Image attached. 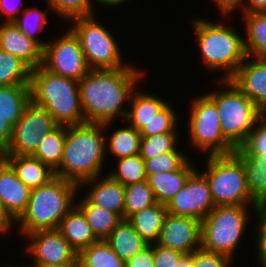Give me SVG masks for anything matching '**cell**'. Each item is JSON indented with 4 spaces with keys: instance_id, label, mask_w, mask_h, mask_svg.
I'll list each match as a JSON object with an SVG mask.
<instances>
[{
    "instance_id": "obj_47",
    "label": "cell",
    "mask_w": 266,
    "mask_h": 267,
    "mask_svg": "<svg viewBox=\"0 0 266 267\" xmlns=\"http://www.w3.org/2000/svg\"><path fill=\"white\" fill-rule=\"evenodd\" d=\"M210 1L217 6L218 11H220L219 15H221V17L222 16L233 17V13L236 12L237 15V11L238 10L240 11V6L243 0H210Z\"/></svg>"
},
{
    "instance_id": "obj_4",
    "label": "cell",
    "mask_w": 266,
    "mask_h": 267,
    "mask_svg": "<svg viewBox=\"0 0 266 267\" xmlns=\"http://www.w3.org/2000/svg\"><path fill=\"white\" fill-rule=\"evenodd\" d=\"M78 193L76 183L60 177L32 189L25 211L16 220L15 230L23 238L34 231L58 229L62 219L76 205Z\"/></svg>"
},
{
    "instance_id": "obj_45",
    "label": "cell",
    "mask_w": 266,
    "mask_h": 267,
    "mask_svg": "<svg viewBox=\"0 0 266 267\" xmlns=\"http://www.w3.org/2000/svg\"><path fill=\"white\" fill-rule=\"evenodd\" d=\"M24 3L22 0H0V22H13L26 8Z\"/></svg>"
},
{
    "instance_id": "obj_34",
    "label": "cell",
    "mask_w": 266,
    "mask_h": 267,
    "mask_svg": "<svg viewBox=\"0 0 266 267\" xmlns=\"http://www.w3.org/2000/svg\"><path fill=\"white\" fill-rule=\"evenodd\" d=\"M31 70L19 57L0 49V86L30 85Z\"/></svg>"
},
{
    "instance_id": "obj_33",
    "label": "cell",
    "mask_w": 266,
    "mask_h": 267,
    "mask_svg": "<svg viewBox=\"0 0 266 267\" xmlns=\"http://www.w3.org/2000/svg\"><path fill=\"white\" fill-rule=\"evenodd\" d=\"M77 260L82 267H126L125 261L119 258L105 240L82 249Z\"/></svg>"
},
{
    "instance_id": "obj_39",
    "label": "cell",
    "mask_w": 266,
    "mask_h": 267,
    "mask_svg": "<svg viewBox=\"0 0 266 267\" xmlns=\"http://www.w3.org/2000/svg\"><path fill=\"white\" fill-rule=\"evenodd\" d=\"M180 145L172 152L143 159L146 175L178 170L190 158L188 151H182Z\"/></svg>"
},
{
    "instance_id": "obj_25",
    "label": "cell",
    "mask_w": 266,
    "mask_h": 267,
    "mask_svg": "<svg viewBox=\"0 0 266 267\" xmlns=\"http://www.w3.org/2000/svg\"><path fill=\"white\" fill-rule=\"evenodd\" d=\"M58 230L77 253L99 241L85 215L76 205L62 219Z\"/></svg>"
},
{
    "instance_id": "obj_54",
    "label": "cell",
    "mask_w": 266,
    "mask_h": 267,
    "mask_svg": "<svg viewBox=\"0 0 266 267\" xmlns=\"http://www.w3.org/2000/svg\"><path fill=\"white\" fill-rule=\"evenodd\" d=\"M20 264H21V262H20L19 264H18V263H17V264H16V263H15V264H14V263H13V264H10V263H9V265H8V264H7V265H6V264H5V265H4V264H1L0 267H33V266H32L31 264H29V263H28V264L23 263V264H21V265H20Z\"/></svg>"
},
{
    "instance_id": "obj_44",
    "label": "cell",
    "mask_w": 266,
    "mask_h": 267,
    "mask_svg": "<svg viewBox=\"0 0 266 267\" xmlns=\"http://www.w3.org/2000/svg\"><path fill=\"white\" fill-rule=\"evenodd\" d=\"M185 254L153 243L154 267H176Z\"/></svg>"
},
{
    "instance_id": "obj_41",
    "label": "cell",
    "mask_w": 266,
    "mask_h": 267,
    "mask_svg": "<svg viewBox=\"0 0 266 267\" xmlns=\"http://www.w3.org/2000/svg\"><path fill=\"white\" fill-rule=\"evenodd\" d=\"M254 215L253 218H256V225L253 229L255 234L252 233L255 236L253 239L255 241L254 256L257 257L258 267H266V207H260Z\"/></svg>"
},
{
    "instance_id": "obj_8",
    "label": "cell",
    "mask_w": 266,
    "mask_h": 267,
    "mask_svg": "<svg viewBox=\"0 0 266 267\" xmlns=\"http://www.w3.org/2000/svg\"><path fill=\"white\" fill-rule=\"evenodd\" d=\"M205 159V169L200 171L207 178L215 206L259 205L249 192L244 165L234 153Z\"/></svg>"
},
{
    "instance_id": "obj_18",
    "label": "cell",
    "mask_w": 266,
    "mask_h": 267,
    "mask_svg": "<svg viewBox=\"0 0 266 267\" xmlns=\"http://www.w3.org/2000/svg\"><path fill=\"white\" fill-rule=\"evenodd\" d=\"M0 49L19 57L31 69L43 62V48L28 38L14 22H0Z\"/></svg>"
},
{
    "instance_id": "obj_7",
    "label": "cell",
    "mask_w": 266,
    "mask_h": 267,
    "mask_svg": "<svg viewBox=\"0 0 266 267\" xmlns=\"http://www.w3.org/2000/svg\"><path fill=\"white\" fill-rule=\"evenodd\" d=\"M260 207V205L215 206L201 221V248L224 254L234 261L236 250L243 246L240 243L242 240L245 241L243 238L250 228L248 226H253L251 223L248 224L253 220L251 215Z\"/></svg>"
},
{
    "instance_id": "obj_53",
    "label": "cell",
    "mask_w": 266,
    "mask_h": 267,
    "mask_svg": "<svg viewBox=\"0 0 266 267\" xmlns=\"http://www.w3.org/2000/svg\"><path fill=\"white\" fill-rule=\"evenodd\" d=\"M33 267H77V264H47V265H32Z\"/></svg>"
},
{
    "instance_id": "obj_9",
    "label": "cell",
    "mask_w": 266,
    "mask_h": 267,
    "mask_svg": "<svg viewBox=\"0 0 266 267\" xmlns=\"http://www.w3.org/2000/svg\"><path fill=\"white\" fill-rule=\"evenodd\" d=\"M78 38L89 69H118L130 63L123 61V50L117 36L93 16L77 17L67 22Z\"/></svg>"
},
{
    "instance_id": "obj_21",
    "label": "cell",
    "mask_w": 266,
    "mask_h": 267,
    "mask_svg": "<svg viewBox=\"0 0 266 267\" xmlns=\"http://www.w3.org/2000/svg\"><path fill=\"white\" fill-rule=\"evenodd\" d=\"M190 157L178 170L149 174L147 182L154 192L157 203L167 205L183 188L190 174L196 169ZM194 162V163H193Z\"/></svg>"
},
{
    "instance_id": "obj_2",
    "label": "cell",
    "mask_w": 266,
    "mask_h": 267,
    "mask_svg": "<svg viewBox=\"0 0 266 267\" xmlns=\"http://www.w3.org/2000/svg\"><path fill=\"white\" fill-rule=\"evenodd\" d=\"M232 18L220 16L221 20L212 21L200 16L193 17L190 23L195 34V44L200 49L202 65L212 75L222 72V76H218L222 80L230 79L247 57L244 35L239 33L237 25H233L236 23H233Z\"/></svg>"
},
{
    "instance_id": "obj_20",
    "label": "cell",
    "mask_w": 266,
    "mask_h": 267,
    "mask_svg": "<svg viewBox=\"0 0 266 267\" xmlns=\"http://www.w3.org/2000/svg\"><path fill=\"white\" fill-rule=\"evenodd\" d=\"M124 122L125 121L122 122L123 127L122 125H118L116 122H108L103 124L106 144V157H108V159L109 157H113V161L114 159L117 160L124 157L138 155L140 152L142 136L134 127H131L128 123L125 124ZM114 126L117 128H114Z\"/></svg>"
},
{
    "instance_id": "obj_3",
    "label": "cell",
    "mask_w": 266,
    "mask_h": 267,
    "mask_svg": "<svg viewBox=\"0 0 266 267\" xmlns=\"http://www.w3.org/2000/svg\"><path fill=\"white\" fill-rule=\"evenodd\" d=\"M107 162L112 161H107L106 157L103 124L66 126L64 152L55 171L56 177L79 186L86 180L106 174Z\"/></svg>"
},
{
    "instance_id": "obj_16",
    "label": "cell",
    "mask_w": 266,
    "mask_h": 267,
    "mask_svg": "<svg viewBox=\"0 0 266 267\" xmlns=\"http://www.w3.org/2000/svg\"><path fill=\"white\" fill-rule=\"evenodd\" d=\"M230 80L266 114V59L247 56Z\"/></svg>"
},
{
    "instance_id": "obj_30",
    "label": "cell",
    "mask_w": 266,
    "mask_h": 267,
    "mask_svg": "<svg viewBox=\"0 0 266 267\" xmlns=\"http://www.w3.org/2000/svg\"><path fill=\"white\" fill-rule=\"evenodd\" d=\"M166 205L156 203L151 207L133 213L127 220L149 244L156 243L159 238L165 216Z\"/></svg>"
},
{
    "instance_id": "obj_48",
    "label": "cell",
    "mask_w": 266,
    "mask_h": 267,
    "mask_svg": "<svg viewBox=\"0 0 266 267\" xmlns=\"http://www.w3.org/2000/svg\"><path fill=\"white\" fill-rule=\"evenodd\" d=\"M16 228V221L10 216V214L4 209V206L0 202V235H10Z\"/></svg>"
},
{
    "instance_id": "obj_17",
    "label": "cell",
    "mask_w": 266,
    "mask_h": 267,
    "mask_svg": "<svg viewBox=\"0 0 266 267\" xmlns=\"http://www.w3.org/2000/svg\"><path fill=\"white\" fill-rule=\"evenodd\" d=\"M79 191L92 205L113 211L124 219L125 186L113 180L107 173L84 181L79 185Z\"/></svg>"
},
{
    "instance_id": "obj_29",
    "label": "cell",
    "mask_w": 266,
    "mask_h": 267,
    "mask_svg": "<svg viewBox=\"0 0 266 267\" xmlns=\"http://www.w3.org/2000/svg\"><path fill=\"white\" fill-rule=\"evenodd\" d=\"M244 47L248 57L266 59V12L242 15Z\"/></svg>"
},
{
    "instance_id": "obj_6",
    "label": "cell",
    "mask_w": 266,
    "mask_h": 267,
    "mask_svg": "<svg viewBox=\"0 0 266 267\" xmlns=\"http://www.w3.org/2000/svg\"><path fill=\"white\" fill-rule=\"evenodd\" d=\"M216 80L220 87L205 94L216 104L224 137L235 148L244 146L264 113L230 79Z\"/></svg>"
},
{
    "instance_id": "obj_40",
    "label": "cell",
    "mask_w": 266,
    "mask_h": 267,
    "mask_svg": "<svg viewBox=\"0 0 266 267\" xmlns=\"http://www.w3.org/2000/svg\"><path fill=\"white\" fill-rule=\"evenodd\" d=\"M50 8L52 15H58L64 24L77 17L93 16L90 0H44Z\"/></svg>"
},
{
    "instance_id": "obj_15",
    "label": "cell",
    "mask_w": 266,
    "mask_h": 267,
    "mask_svg": "<svg viewBox=\"0 0 266 267\" xmlns=\"http://www.w3.org/2000/svg\"><path fill=\"white\" fill-rule=\"evenodd\" d=\"M156 244L191 254L201 248V221L167 213Z\"/></svg>"
},
{
    "instance_id": "obj_43",
    "label": "cell",
    "mask_w": 266,
    "mask_h": 267,
    "mask_svg": "<svg viewBox=\"0 0 266 267\" xmlns=\"http://www.w3.org/2000/svg\"><path fill=\"white\" fill-rule=\"evenodd\" d=\"M244 146L253 154L266 158V114L261 117L256 130Z\"/></svg>"
},
{
    "instance_id": "obj_46",
    "label": "cell",
    "mask_w": 266,
    "mask_h": 267,
    "mask_svg": "<svg viewBox=\"0 0 266 267\" xmlns=\"http://www.w3.org/2000/svg\"><path fill=\"white\" fill-rule=\"evenodd\" d=\"M126 267H154L153 243L125 262Z\"/></svg>"
},
{
    "instance_id": "obj_24",
    "label": "cell",
    "mask_w": 266,
    "mask_h": 267,
    "mask_svg": "<svg viewBox=\"0 0 266 267\" xmlns=\"http://www.w3.org/2000/svg\"><path fill=\"white\" fill-rule=\"evenodd\" d=\"M233 153L244 165L251 197L266 207V158L253 154L245 146L236 148Z\"/></svg>"
},
{
    "instance_id": "obj_1",
    "label": "cell",
    "mask_w": 266,
    "mask_h": 267,
    "mask_svg": "<svg viewBox=\"0 0 266 267\" xmlns=\"http://www.w3.org/2000/svg\"><path fill=\"white\" fill-rule=\"evenodd\" d=\"M134 63L118 69H90L78 81L86 124L125 121L131 95L148 73Z\"/></svg>"
},
{
    "instance_id": "obj_27",
    "label": "cell",
    "mask_w": 266,
    "mask_h": 267,
    "mask_svg": "<svg viewBox=\"0 0 266 267\" xmlns=\"http://www.w3.org/2000/svg\"><path fill=\"white\" fill-rule=\"evenodd\" d=\"M30 103V85L0 86V116L12 127Z\"/></svg>"
},
{
    "instance_id": "obj_32",
    "label": "cell",
    "mask_w": 266,
    "mask_h": 267,
    "mask_svg": "<svg viewBox=\"0 0 266 267\" xmlns=\"http://www.w3.org/2000/svg\"><path fill=\"white\" fill-rule=\"evenodd\" d=\"M65 141L66 126L59 125L54 131L45 135L38 149L32 155L56 171L63 157Z\"/></svg>"
},
{
    "instance_id": "obj_35",
    "label": "cell",
    "mask_w": 266,
    "mask_h": 267,
    "mask_svg": "<svg viewBox=\"0 0 266 267\" xmlns=\"http://www.w3.org/2000/svg\"><path fill=\"white\" fill-rule=\"evenodd\" d=\"M116 165L106 172L113 180L123 186L138 183L147 179L145 163L138 154L115 160Z\"/></svg>"
},
{
    "instance_id": "obj_36",
    "label": "cell",
    "mask_w": 266,
    "mask_h": 267,
    "mask_svg": "<svg viewBox=\"0 0 266 267\" xmlns=\"http://www.w3.org/2000/svg\"><path fill=\"white\" fill-rule=\"evenodd\" d=\"M154 192L147 180L125 186L124 195V219H128L133 213L156 204Z\"/></svg>"
},
{
    "instance_id": "obj_19",
    "label": "cell",
    "mask_w": 266,
    "mask_h": 267,
    "mask_svg": "<svg viewBox=\"0 0 266 267\" xmlns=\"http://www.w3.org/2000/svg\"><path fill=\"white\" fill-rule=\"evenodd\" d=\"M31 189L16 175L13 168L0 157V202L16 221L25 211Z\"/></svg>"
},
{
    "instance_id": "obj_38",
    "label": "cell",
    "mask_w": 266,
    "mask_h": 267,
    "mask_svg": "<svg viewBox=\"0 0 266 267\" xmlns=\"http://www.w3.org/2000/svg\"><path fill=\"white\" fill-rule=\"evenodd\" d=\"M180 132L162 133L149 137H142L139 155L143 159H150L158 155L174 151L180 144ZM179 137V138H178Z\"/></svg>"
},
{
    "instance_id": "obj_42",
    "label": "cell",
    "mask_w": 266,
    "mask_h": 267,
    "mask_svg": "<svg viewBox=\"0 0 266 267\" xmlns=\"http://www.w3.org/2000/svg\"><path fill=\"white\" fill-rule=\"evenodd\" d=\"M233 260L221 253L199 248L193 251V267H231Z\"/></svg>"
},
{
    "instance_id": "obj_37",
    "label": "cell",
    "mask_w": 266,
    "mask_h": 267,
    "mask_svg": "<svg viewBox=\"0 0 266 267\" xmlns=\"http://www.w3.org/2000/svg\"><path fill=\"white\" fill-rule=\"evenodd\" d=\"M175 108L169 101L158 114L139 130L140 135L149 137L162 133L178 132L181 118Z\"/></svg>"
},
{
    "instance_id": "obj_13",
    "label": "cell",
    "mask_w": 266,
    "mask_h": 267,
    "mask_svg": "<svg viewBox=\"0 0 266 267\" xmlns=\"http://www.w3.org/2000/svg\"><path fill=\"white\" fill-rule=\"evenodd\" d=\"M25 238L28 243L22 250L33 259L31 265L78 264V253L58 229L34 231Z\"/></svg>"
},
{
    "instance_id": "obj_11",
    "label": "cell",
    "mask_w": 266,
    "mask_h": 267,
    "mask_svg": "<svg viewBox=\"0 0 266 267\" xmlns=\"http://www.w3.org/2000/svg\"><path fill=\"white\" fill-rule=\"evenodd\" d=\"M61 33L45 44L42 66L54 74L79 81L90 70L80 42L68 27Z\"/></svg>"
},
{
    "instance_id": "obj_26",
    "label": "cell",
    "mask_w": 266,
    "mask_h": 267,
    "mask_svg": "<svg viewBox=\"0 0 266 267\" xmlns=\"http://www.w3.org/2000/svg\"><path fill=\"white\" fill-rule=\"evenodd\" d=\"M105 241L125 262L149 245L127 219H122Z\"/></svg>"
},
{
    "instance_id": "obj_49",
    "label": "cell",
    "mask_w": 266,
    "mask_h": 267,
    "mask_svg": "<svg viewBox=\"0 0 266 267\" xmlns=\"http://www.w3.org/2000/svg\"><path fill=\"white\" fill-rule=\"evenodd\" d=\"M241 16L266 12V0H243L240 6Z\"/></svg>"
},
{
    "instance_id": "obj_23",
    "label": "cell",
    "mask_w": 266,
    "mask_h": 267,
    "mask_svg": "<svg viewBox=\"0 0 266 267\" xmlns=\"http://www.w3.org/2000/svg\"><path fill=\"white\" fill-rule=\"evenodd\" d=\"M15 171L17 177L31 190L49 183L55 171L33 155H0Z\"/></svg>"
},
{
    "instance_id": "obj_28",
    "label": "cell",
    "mask_w": 266,
    "mask_h": 267,
    "mask_svg": "<svg viewBox=\"0 0 266 267\" xmlns=\"http://www.w3.org/2000/svg\"><path fill=\"white\" fill-rule=\"evenodd\" d=\"M76 206L83 212L94 235L99 240H105L122 220L117 213L103 207L92 205L79 193L76 198Z\"/></svg>"
},
{
    "instance_id": "obj_52",
    "label": "cell",
    "mask_w": 266,
    "mask_h": 267,
    "mask_svg": "<svg viewBox=\"0 0 266 267\" xmlns=\"http://www.w3.org/2000/svg\"><path fill=\"white\" fill-rule=\"evenodd\" d=\"M176 267H193V252L185 254L176 264Z\"/></svg>"
},
{
    "instance_id": "obj_5",
    "label": "cell",
    "mask_w": 266,
    "mask_h": 267,
    "mask_svg": "<svg viewBox=\"0 0 266 267\" xmlns=\"http://www.w3.org/2000/svg\"><path fill=\"white\" fill-rule=\"evenodd\" d=\"M31 102L47 110L59 125L85 124L78 81L54 74L42 65L31 70Z\"/></svg>"
},
{
    "instance_id": "obj_22",
    "label": "cell",
    "mask_w": 266,
    "mask_h": 267,
    "mask_svg": "<svg viewBox=\"0 0 266 267\" xmlns=\"http://www.w3.org/2000/svg\"><path fill=\"white\" fill-rule=\"evenodd\" d=\"M140 88V89H139ZM137 87L130 98L125 123L137 131L142 129L170 101L152 92Z\"/></svg>"
},
{
    "instance_id": "obj_51",
    "label": "cell",
    "mask_w": 266,
    "mask_h": 267,
    "mask_svg": "<svg viewBox=\"0 0 266 267\" xmlns=\"http://www.w3.org/2000/svg\"><path fill=\"white\" fill-rule=\"evenodd\" d=\"M130 1L132 2V0H90L91 10H92V13L94 15H97V17H98V14L96 12L97 9H95L96 3L98 4L96 6H99V7L101 5V6H104V8L109 7L108 9H110V7H113L115 9V7H116V9H117V8L121 7L122 5H125V4L127 5V3L129 4Z\"/></svg>"
},
{
    "instance_id": "obj_50",
    "label": "cell",
    "mask_w": 266,
    "mask_h": 267,
    "mask_svg": "<svg viewBox=\"0 0 266 267\" xmlns=\"http://www.w3.org/2000/svg\"><path fill=\"white\" fill-rule=\"evenodd\" d=\"M12 126L0 116V154L6 149L12 136Z\"/></svg>"
},
{
    "instance_id": "obj_12",
    "label": "cell",
    "mask_w": 266,
    "mask_h": 267,
    "mask_svg": "<svg viewBox=\"0 0 266 267\" xmlns=\"http://www.w3.org/2000/svg\"><path fill=\"white\" fill-rule=\"evenodd\" d=\"M58 126L47 110L31 102L13 126L10 142L0 155H32L45 135Z\"/></svg>"
},
{
    "instance_id": "obj_10",
    "label": "cell",
    "mask_w": 266,
    "mask_h": 267,
    "mask_svg": "<svg viewBox=\"0 0 266 267\" xmlns=\"http://www.w3.org/2000/svg\"><path fill=\"white\" fill-rule=\"evenodd\" d=\"M203 94V95H202ZM189 104L187 132L190 147L208 155H228L236 149L222 134L216 104L202 92Z\"/></svg>"
},
{
    "instance_id": "obj_14",
    "label": "cell",
    "mask_w": 266,
    "mask_h": 267,
    "mask_svg": "<svg viewBox=\"0 0 266 267\" xmlns=\"http://www.w3.org/2000/svg\"><path fill=\"white\" fill-rule=\"evenodd\" d=\"M215 207L205 175L195 169L167 205V213L202 221Z\"/></svg>"
},
{
    "instance_id": "obj_31",
    "label": "cell",
    "mask_w": 266,
    "mask_h": 267,
    "mask_svg": "<svg viewBox=\"0 0 266 267\" xmlns=\"http://www.w3.org/2000/svg\"><path fill=\"white\" fill-rule=\"evenodd\" d=\"M48 11H51L48 4L46 9L44 8L43 10L37 6H33V8L32 6H26V8L13 21L21 32L28 38L36 41L42 48L45 47V44L49 39H42L38 35H40L41 32L43 33V30L46 29L45 26H48L50 21V14H48Z\"/></svg>"
}]
</instances>
